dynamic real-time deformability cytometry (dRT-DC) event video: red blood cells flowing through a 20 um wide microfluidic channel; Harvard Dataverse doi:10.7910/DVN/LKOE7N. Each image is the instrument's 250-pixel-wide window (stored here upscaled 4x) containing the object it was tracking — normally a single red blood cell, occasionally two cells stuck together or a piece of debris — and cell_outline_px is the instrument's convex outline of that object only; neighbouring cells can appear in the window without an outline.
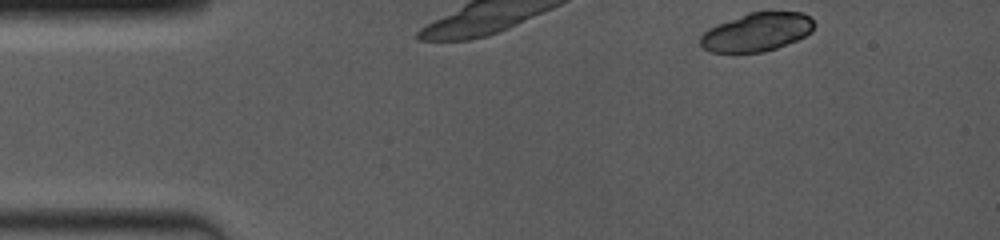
{"species": "common noctule bat (a hibernating species)", "species_latin": "Nyctalus noctula", "temperature_condition": "room temperature", "stored_images_in_passage": 38, "camera_frame_rate_fps": 4000, "um_per_image_px": 0.085, "animal": {"sex": "female", "body_mass_g": 19.0, "forearm_length_mm": 53.3}, "frame": {"image": 1, "passage_image": 1, "time_ms": 0.0, "image_size_px": [1000, 240], "cell_outline_px": [[816, 24], [812, 32], [796, 40], [776, 48], [764, 52], [712, 52], [704, 48], [700, 44], [700, 36], [708, 28], [748, 12], [800, 12], [808, 16]], "centroid_in_image_um": [64.33, 2.72], "position_along_channel_um": 20.7, "area_um2": 25.32}}